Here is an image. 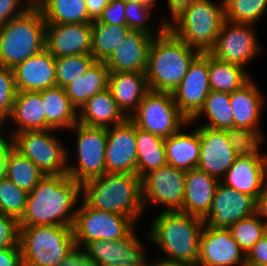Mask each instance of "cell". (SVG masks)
<instances>
[{"label":"cell","mask_w":267,"mask_h":266,"mask_svg":"<svg viewBox=\"0 0 267 266\" xmlns=\"http://www.w3.org/2000/svg\"><path fill=\"white\" fill-rule=\"evenodd\" d=\"M81 199V184L70 176L45 175L29 192L19 227L73 226Z\"/></svg>","instance_id":"6da1fadb"},{"label":"cell","mask_w":267,"mask_h":266,"mask_svg":"<svg viewBox=\"0 0 267 266\" xmlns=\"http://www.w3.org/2000/svg\"><path fill=\"white\" fill-rule=\"evenodd\" d=\"M204 225L203 219L197 216L181 211H161L153 218L145 237L164 253L157 259L196 266Z\"/></svg>","instance_id":"7a4b0ae2"},{"label":"cell","mask_w":267,"mask_h":266,"mask_svg":"<svg viewBox=\"0 0 267 266\" xmlns=\"http://www.w3.org/2000/svg\"><path fill=\"white\" fill-rule=\"evenodd\" d=\"M81 196L89 207L128 216L137 225L144 212L137 174L106 172L83 183Z\"/></svg>","instance_id":"3957f363"},{"label":"cell","mask_w":267,"mask_h":266,"mask_svg":"<svg viewBox=\"0 0 267 266\" xmlns=\"http://www.w3.org/2000/svg\"><path fill=\"white\" fill-rule=\"evenodd\" d=\"M199 54L166 27L149 50L145 73L149 90L172 93Z\"/></svg>","instance_id":"277c9868"},{"label":"cell","mask_w":267,"mask_h":266,"mask_svg":"<svg viewBox=\"0 0 267 266\" xmlns=\"http://www.w3.org/2000/svg\"><path fill=\"white\" fill-rule=\"evenodd\" d=\"M46 22L38 7L0 26V66L13 69L45 49Z\"/></svg>","instance_id":"5b68a950"},{"label":"cell","mask_w":267,"mask_h":266,"mask_svg":"<svg viewBox=\"0 0 267 266\" xmlns=\"http://www.w3.org/2000/svg\"><path fill=\"white\" fill-rule=\"evenodd\" d=\"M219 2L196 0L166 27L191 48L209 53L225 20L223 0Z\"/></svg>","instance_id":"8992f818"},{"label":"cell","mask_w":267,"mask_h":266,"mask_svg":"<svg viewBox=\"0 0 267 266\" xmlns=\"http://www.w3.org/2000/svg\"><path fill=\"white\" fill-rule=\"evenodd\" d=\"M19 247L23 266H57L76 248L73 227H20Z\"/></svg>","instance_id":"52a82bcc"},{"label":"cell","mask_w":267,"mask_h":266,"mask_svg":"<svg viewBox=\"0 0 267 266\" xmlns=\"http://www.w3.org/2000/svg\"><path fill=\"white\" fill-rule=\"evenodd\" d=\"M56 132L59 130L20 131L12 136V146L29 158L44 175L67 174L68 146Z\"/></svg>","instance_id":"ba28073f"},{"label":"cell","mask_w":267,"mask_h":266,"mask_svg":"<svg viewBox=\"0 0 267 266\" xmlns=\"http://www.w3.org/2000/svg\"><path fill=\"white\" fill-rule=\"evenodd\" d=\"M71 130L77 136L75 141L77 158H74L75 163L70 164L71 154L67 147V175L82 185L106 173L107 128L90 127L77 122L68 131Z\"/></svg>","instance_id":"9c48e42d"},{"label":"cell","mask_w":267,"mask_h":266,"mask_svg":"<svg viewBox=\"0 0 267 266\" xmlns=\"http://www.w3.org/2000/svg\"><path fill=\"white\" fill-rule=\"evenodd\" d=\"M129 119L140 129L162 138L170 137L189 120L179 111L171 92L149 90Z\"/></svg>","instance_id":"30bf717a"},{"label":"cell","mask_w":267,"mask_h":266,"mask_svg":"<svg viewBox=\"0 0 267 266\" xmlns=\"http://www.w3.org/2000/svg\"><path fill=\"white\" fill-rule=\"evenodd\" d=\"M135 225L128 216L91 208L82 200L72 227L76 247L83 248L94 240L124 239L135 230Z\"/></svg>","instance_id":"8fae6325"},{"label":"cell","mask_w":267,"mask_h":266,"mask_svg":"<svg viewBox=\"0 0 267 266\" xmlns=\"http://www.w3.org/2000/svg\"><path fill=\"white\" fill-rule=\"evenodd\" d=\"M254 27L255 24L224 20L215 46L209 53L216 59L247 69V65L262 51Z\"/></svg>","instance_id":"7c38bea8"},{"label":"cell","mask_w":267,"mask_h":266,"mask_svg":"<svg viewBox=\"0 0 267 266\" xmlns=\"http://www.w3.org/2000/svg\"><path fill=\"white\" fill-rule=\"evenodd\" d=\"M186 171L165 165L141 177V196L147 206L164 205L162 211H180L184 202Z\"/></svg>","instance_id":"4fadbf2b"},{"label":"cell","mask_w":267,"mask_h":266,"mask_svg":"<svg viewBox=\"0 0 267 266\" xmlns=\"http://www.w3.org/2000/svg\"><path fill=\"white\" fill-rule=\"evenodd\" d=\"M136 231L124 239L94 240L82 249L98 266H148L145 243L139 240Z\"/></svg>","instance_id":"5bb4252c"},{"label":"cell","mask_w":267,"mask_h":266,"mask_svg":"<svg viewBox=\"0 0 267 266\" xmlns=\"http://www.w3.org/2000/svg\"><path fill=\"white\" fill-rule=\"evenodd\" d=\"M210 91L209 53H200L190 64L172 96L179 111L191 120L203 107Z\"/></svg>","instance_id":"9a60e30c"},{"label":"cell","mask_w":267,"mask_h":266,"mask_svg":"<svg viewBox=\"0 0 267 266\" xmlns=\"http://www.w3.org/2000/svg\"><path fill=\"white\" fill-rule=\"evenodd\" d=\"M196 266H246V254L228 228L204 225Z\"/></svg>","instance_id":"2e32d148"},{"label":"cell","mask_w":267,"mask_h":266,"mask_svg":"<svg viewBox=\"0 0 267 266\" xmlns=\"http://www.w3.org/2000/svg\"><path fill=\"white\" fill-rule=\"evenodd\" d=\"M105 165L107 173L137 174L136 126L129 118L107 128Z\"/></svg>","instance_id":"e0dca14e"},{"label":"cell","mask_w":267,"mask_h":266,"mask_svg":"<svg viewBox=\"0 0 267 266\" xmlns=\"http://www.w3.org/2000/svg\"><path fill=\"white\" fill-rule=\"evenodd\" d=\"M256 204L254 197L220 182L216 187L210 212L203 221L210 227L228 228L256 213Z\"/></svg>","instance_id":"ac0fdd59"},{"label":"cell","mask_w":267,"mask_h":266,"mask_svg":"<svg viewBox=\"0 0 267 266\" xmlns=\"http://www.w3.org/2000/svg\"><path fill=\"white\" fill-rule=\"evenodd\" d=\"M196 127L200 140V158L196 168L220 181L238 155L229 144L225 130Z\"/></svg>","instance_id":"d6986e66"},{"label":"cell","mask_w":267,"mask_h":266,"mask_svg":"<svg viewBox=\"0 0 267 266\" xmlns=\"http://www.w3.org/2000/svg\"><path fill=\"white\" fill-rule=\"evenodd\" d=\"M92 23H46L45 48L55 57L91 54Z\"/></svg>","instance_id":"ffe728a7"},{"label":"cell","mask_w":267,"mask_h":266,"mask_svg":"<svg viewBox=\"0 0 267 266\" xmlns=\"http://www.w3.org/2000/svg\"><path fill=\"white\" fill-rule=\"evenodd\" d=\"M267 180V155L238 156L220 182L256 200Z\"/></svg>","instance_id":"44dd1931"},{"label":"cell","mask_w":267,"mask_h":266,"mask_svg":"<svg viewBox=\"0 0 267 266\" xmlns=\"http://www.w3.org/2000/svg\"><path fill=\"white\" fill-rule=\"evenodd\" d=\"M154 36L131 30L104 61L110 72L146 73L148 55Z\"/></svg>","instance_id":"7402d4cb"},{"label":"cell","mask_w":267,"mask_h":266,"mask_svg":"<svg viewBox=\"0 0 267 266\" xmlns=\"http://www.w3.org/2000/svg\"><path fill=\"white\" fill-rule=\"evenodd\" d=\"M12 70L17 92H40L56 86L55 57L46 48Z\"/></svg>","instance_id":"603a6c76"},{"label":"cell","mask_w":267,"mask_h":266,"mask_svg":"<svg viewBox=\"0 0 267 266\" xmlns=\"http://www.w3.org/2000/svg\"><path fill=\"white\" fill-rule=\"evenodd\" d=\"M264 98L259 85L252 78L241 88L231 92L233 127L258 130L265 137L264 132L259 127L262 109L265 106Z\"/></svg>","instance_id":"cb8c5ba5"},{"label":"cell","mask_w":267,"mask_h":266,"mask_svg":"<svg viewBox=\"0 0 267 266\" xmlns=\"http://www.w3.org/2000/svg\"><path fill=\"white\" fill-rule=\"evenodd\" d=\"M220 181L197 168L186 171L184 202L181 212L204 219L210 212Z\"/></svg>","instance_id":"d4e9b609"},{"label":"cell","mask_w":267,"mask_h":266,"mask_svg":"<svg viewBox=\"0 0 267 266\" xmlns=\"http://www.w3.org/2000/svg\"><path fill=\"white\" fill-rule=\"evenodd\" d=\"M108 89L117 107L129 118L149 91L145 73L110 72Z\"/></svg>","instance_id":"484cf974"},{"label":"cell","mask_w":267,"mask_h":266,"mask_svg":"<svg viewBox=\"0 0 267 266\" xmlns=\"http://www.w3.org/2000/svg\"><path fill=\"white\" fill-rule=\"evenodd\" d=\"M14 125L6 130L11 137L20 131L45 129V113L39 92H17L6 123ZM15 128V129H14Z\"/></svg>","instance_id":"4316f807"},{"label":"cell","mask_w":267,"mask_h":266,"mask_svg":"<svg viewBox=\"0 0 267 266\" xmlns=\"http://www.w3.org/2000/svg\"><path fill=\"white\" fill-rule=\"evenodd\" d=\"M126 118L108 88L92 96L78 110V122L90 127L109 128Z\"/></svg>","instance_id":"83f0119b"},{"label":"cell","mask_w":267,"mask_h":266,"mask_svg":"<svg viewBox=\"0 0 267 266\" xmlns=\"http://www.w3.org/2000/svg\"><path fill=\"white\" fill-rule=\"evenodd\" d=\"M45 113V129L69 130L78 122V111L71 104L65 88L55 86L39 92Z\"/></svg>","instance_id":"f1b7e54d"},{"label":"cell","mask_w":267,"mask_h":266,"mask_svg":"<svg viewBox=\"0 0 267 266\" xmlns=\"http://www.w3.org/2000/svg\"><path fill=\"white\" fill-rule=\"evenodd\" d=\"M164 138L167 164L183 171L197 167L200 158V140L196 128Z\"/></svg>","instance_id":"f546056e"},{"label":"cell","mask_w":267,"mask_h":266,"mask_svg":"<svg viewBox=\"0 0 267 266\" xmlns=\"http://www.w3.org/2000/svg\"><path fill=\"white\" fill-rule=\"evenodd\" d=\"M109 73L104 61H95L81 77L65 87L66 94L77 111L92 96L108 88Z\"/></svg>","instance_id":"4dcf8cb0"},{"label":"cell","mask_w":267,"mask_h":266,"mask_svg":"<svg viewBox=\"0 0 267 266\" xmlns=\"http://www.w3.org/2000/svg\"><path fill=\"white\" fill-rule=\"evenodd\" d=\"M137 175L167 165L164 138L136 127Z\"/></svg>","instance_id":"1f68e13d"},{"label":"cell","mask_w":267,"mask_h":266,"mask_svg":"<svg viewBox=\"0 0 267 266\" xmlns=\"http://www.w3.org/2000/svg\"><path fill=\"white\" fill-rule=\"evenodd\" d=\"M46 23H92L86 0H43L37 6Z\"/></svg>","instance_id":"d6a6232c"},{"label":"cell","mask_w":267,"mask_h":266,"mask_svg":"<svg viewBox=\"0 0 267 266\" xmlns=\"http://www.w3.org/2000/svg\"><path fill=\"white\" fill-rule=\"evenodd\" d=\"M248 74L244 67L221 61L209 53V83L212 91L234 92L252 78Z\"/></svg>","instance_id":"836d02e7"},{"label":"cell","mask_w":267,"mask_h":266,"mask_svg":"<svg viewBox=\"0 0 267 266\" xmlns=\"http://www.w3.org/2000/svg\"><path fill=\"white\" fill-rule=\"evenodd\" d=\"M206 117L207 123L202 124L216 130H226L233 127V112L230 104V93L210 91L205 99L203 107L189 120L192 124L195 120Z\"/></svg>","instance_id":"e575fe53"},{"label":"cell","mask_w":267,"mask_h":266,"mask_svg":"<svg viewBox=\"0 0 267 266\" xmlns=\"http://www.w3.org/2000/svg\"><path fill=\"white\" fill-rule=\"evenodd\" d=\"M130 31L127 25H111L93 20L91 55L96 61H105Z\"/></svg>","instance_id":"d590c367"},{"label":"cell","mask_w":267,"mask_h":266,"mask_svg":"<svg viewBox=\"0 0 267 266\" xmlns=\"http://www.w3.org/2000/svg\"><path fill=\"white\" fill-rule=\"evenodd\" d=\"M5 177L17 187L30 192L45 176L42 171L27 157L13 146L6 155Z\"/></svg>","instance_id":"8d00e7d4"},{"label":"cell","mask_w":267,"mask_h":266,"mask_svg":"<svg viewBox=\"0 0 267 266\" xmlns=\"http://www.w3.org/2000/svg\"><path fill=\"white\" fill-rule=\"evenodd\" d=\"M224 19L234 23L255 24L267 12V0H223Z\"/></svg>","instance_id":"74e56055"},{"label":"cell","mask_w":267,"mask_h":266,"mask_svg":"<svg viewBox=\"0 0 267 266\" xmlns=\"http://www.w3.org/2000/svg\"><path fill=\"white\" fill-rule=\"evenodd\" d=\"M91 54H76L55 58L56 86L65 88L81 77L95 62Z\"/></svg>","instance_id":"f35d334b"},{"label":"cell","mask_w":267,"mask_h":266,"mask_svg":"<svg viewBox=\"0 0 267 266\" xmlns=\"http://www.w3.org/2000/svg\"><path fill=\"white\" fill-rule=\"evenodd\" d=\"M228 229L245 254L267 234V226L262 222L257 213L239 220L229 226Z\"/></svg>","instance_id":"ab89813d"},{"label":"cell","mask_w":267,"mask_h":266,"mask_svg":"<svg viewBox=\"0 0 267 266\" xmlns=\"http://www.w3.org/2000/svg\"><path fill=\"white\" fill-rule=\"evenodd\" d=\"M29 192L20 189L6 177L0 180V213L18 220L26 209Z\"/></svg>","instance_id":"60d3db41"},{"label":"cell","mask_w":267,"mask_h":266,"mask_svg":"<svg viewBox=\"0 0 267 266\" xmlns=\"http://www.w3.org/2000/svg\"><path fill=\"white\" fill-rule=\"evenodd\" d=\"M229 144L238 156H249L260 151L266 139L258 130L232 127L225 130ZM263 142V143H262Z\"/></svg>","instance_id":"b9f144b4"},{"label":"cell","mask_w":267,"mask_h":266,"mask_svg":"<svg viewBox=\"0 0 267 266\" xmlns=\"http://www.w3.org/2000/svg\"><path fill=\"white\" fill-rule=\"evenodd\" d=\"M152 8L142 4L126 3L125 18L126 25L134 31H141L156 37L165 28L166 25L160 20L156 27H153L151 14ZM151 19V20H150ZM151 21V22H150ZM152 26V27H151Z\"/></svg>","instance_id":"7bdbcfd3"},{"label":"cell","mask_w":267,"mask_h":266,"mask_svg":"<svg viewBox=\"0 0 267 266\" xmlns=\"http://www.w3.org/2000/svg\"><path fill=\"white\" fill-rule=\"evenodd\" d=\"M17 89L14 80L13 70L0 66V127L5 128Z\"/></svg>","instance_id":"ee69618b"},{"label":"cell","mask_w":267,"mask_h":266,"mask_svg":"<svg viewBox=\"0 0 267 266\" xmlns=\"http://www.w3.org/2000/svg\"><path fill=\"white\" fill-rule=\"evenodd\" d=\"M19 220L0 213V249L19 246Z\"/></svg>","instance_id":"f6af8a7d"},{"label":"cell","mask_w":267,"mask_h":266,"mask_svg":"<svg viewBox=\"0 0 267 266\" xmlns=\"http://www.w3.org/2000/svg\"><path fill=\"white\" fill-rule=\"evenodd\" d=\"M125 6L123 0H110L97 20L111 25H126Z\"/></svg>","instance_id":"bcb514c9"},{"label":"cell","mask_w":267,"mask_h":266,"mask_svg":"<svg viewBox=\"0 0 267 266\" xmlns=\"http://www.w3.org/2000/svg\"><path fill=\"white\" fill-rule=\"evenodd\" d=\"M30 5L25 0H0V26L23 14Z\"/></svg>","instance_id":"7dc6e473"},{"label":"cell","mask_w":267,"mask_h":266,"mask_svg":"<svg viewBox=\"0 0 267 266\" xmlns=\"http://www.w3.org/2000/svg\"><path fill=\"white\" fill-rule=\"evenodd\" d=\"M267 265V234L264 235L246 254V266Z\"/></svg>","instance_id":"c3c4849f"},{"label":"cell","mask_w":267,"mask_h":266,"mask_svg":"<svg viewBox=\"0 0 267 266\" xmlns=\"http://www.w3.org/2000/svg\"><path fill=\"white\" fill-rule=\"evenodd\" d=\"M57 266H98L82 248L76 247Z\"/></svg>","instance_id":"681fc988"},{"label":"cell","mask_w":267,"mask_h":266,"mask_svg":"<svg viewBox=\"0 0 267 266\" xmlns=\"http://www.w3.org/2000/svg\"><path fill=\"white\" fill-rule=\"evenodd\" d=\"M0 266H23L20 247L0 249Z\"/></svg>","instance_id":"f907efd6"},{"label":"cell","mask_w":267,"mask_h":266,"mask_svg":"<svg viewBox=\"0 0 267 266\" xmlns=\"http://www.w3.org/2000/svg\"><path fill=\"white\" fill-rule=\"evenodd\" d=\"M196 0H167L169 14L171 15L170 19L167 16L161 18V21L167 26L177 15L190 6Z\"/></svg>","instance_id":"816d5d0a"},{"label":"cell","mask_w":267,"mask_h":266,"mask_svg":"<svg viewBox=\"0 0 267 266\" xmlns=\"http://www.w3.org/2000/svg\"><path fill=\"white\" fill-rule=\"evenodd\" d=\"M256 213L262 222L267 226V180L256 200Z\"/></svg>","instance_id":"f5cc1de1"},{"label":"cell","mask_w":267,"mask_h":266,"mask_svg":"<svg viewBox=\"0 0 267 266\" xmlns=\"http://www.w3.org/2000/svg\"><path fill=\"white\" fill-rule=\"evenodd\" d=\"M109 1L110 0H86L89 17L92 20L98 19Z\"/></svg>","instance_id":"db71d44e"},{"label":"cell","mask_w":267,"mask_h":266,"mask_svg":"<svg viewBox=\"0 0 267 266\" xmlns=\"http://www.w3.org/2000/svg\"><path fill=\"white\" fill-rule=\"evenodd\" d=\"M5 129L7 127H0V162H6L7 152L12 146V137L8 133H5Z\"/></svg>","instance_id":"11a10c76"},{"label":"cell","mask_w":267,"mask_h":266,"mask_svg":"<svg viewBox=\"0 0 267 266\" xmlns=\"http://www.w3.org/2000/svg\"><path fill=\"white\" fill-rule=\"evenodd\" d=\"M148 266H193L187 263L169 262L155 258L152 261L149 260Z\"/></svg>","instance_id":"9f6ffc18"},{"label":"cell","mask_w":267,"mask_h":266,"mask_svg":"<svg viewBox=\"0 0 267 266\" xmlns=\"http://www.w3.org/2000/svg\"><path fill=\"white\" fill-rule=\"evenodd\" d=\"M125 3H136V4H142L145 6H149L153 8L156 6L157 0H123Z\"/></svg>","instance_id":"6f0895ef"},{"label":"cell","mask_w":267,"mask_h":266,"mask_svg":"<svg viewBox=\"0 0 267 266\" xmlns=\"http://www.w3.org/2000/svg\"><path fill=\"white\" fill-rule=\"evenodd\" d=\"M6 162H0V180L5 178Z\"/></svg>","instance_id":"680465c9"},{"label":"cell","mask_w":267,"mask_h":266,"mask_svg":"<svg viewBox=\"0 0 267 266\" xmlns=\"http://www.w3.org/2000/svg\"><path fill=\"white\" fill-rule=\"evenodd\" d=\"M30 7H37L43 0H25Z\"/></svg>","instance_id":"91938a15"}]
</instances>
